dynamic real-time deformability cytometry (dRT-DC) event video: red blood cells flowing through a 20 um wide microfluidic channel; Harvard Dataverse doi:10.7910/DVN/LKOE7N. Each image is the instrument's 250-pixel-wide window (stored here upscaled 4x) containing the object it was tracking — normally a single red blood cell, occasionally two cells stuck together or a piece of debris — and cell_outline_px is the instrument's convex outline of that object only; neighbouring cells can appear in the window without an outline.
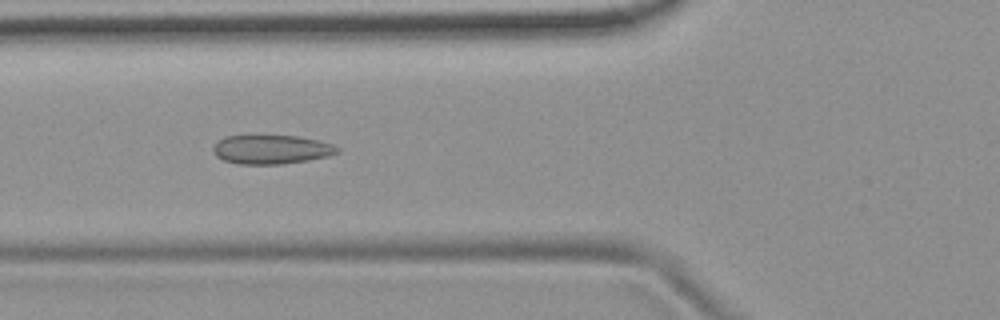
{"species": "common noctule bat (a hibernating species)", "species_latin": "Nyctalus noctula", "temperature_condition": "room temperature", "stored_images_in_passage": 37, "camera_frame_rate_fps": 3000, "um_per_image_px": 0.085, "animal": {"sex": "female", "body_mass_g": 19.9}, "frame": {"image": 1, "passage_image": 11, "time_ms": 3.333, "image_size_px": [1000, 320], "cell_outline_px": [[340, 152], [328, 156], [308, 160], [280, 164], [236, 164], [224, 160], [216, 156], [212, 152], [212, 148], [224, 136], [296, 136], [316, 140], [332, 144], [340, 148]], "centroid_in_image_um": [23.06, 12.71], "position_along_channel_um": 102.7, "area_um2": 20.87}}
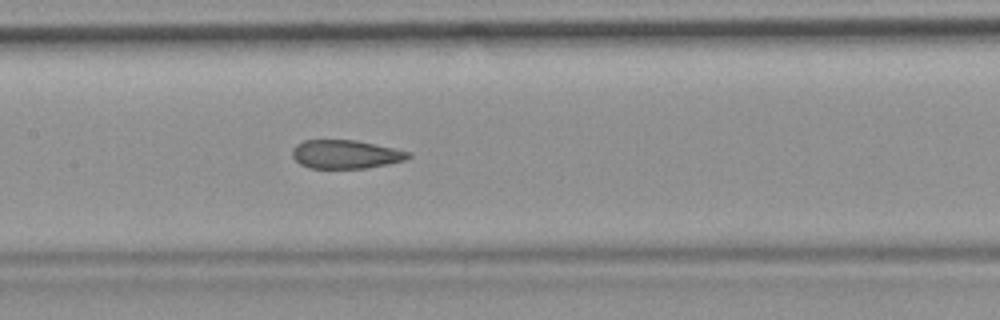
{"frame": {"image": 2, "passage_image": 17, "time_ms": 5.333, "image_size_px": [1000, 320], "cell_outline_px": [[412, 156], [404, 160], [388, 164], [368, 168], [308, 168], [300, 164], [292, 156], [292, 148], [296, 144], [304, 140], [356, 140], [412, 152]], "centroid_in_image_um": [29.38, 13.11], "position_along_channel_um": 178.0, "area_um2": 19.42}}
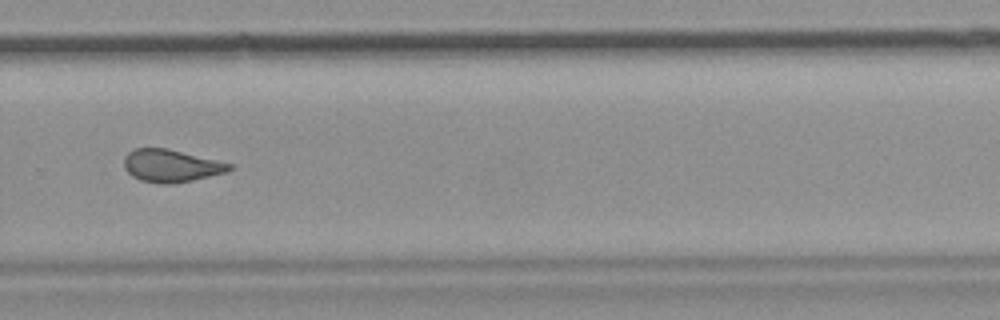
{"frame": {"image": 3, "passage_image": 28, "time_ms": 9.0, "image_size_px": [1000, 320], "cell_outline_px": [[232, 168], [228, 172], [192, 180], [172, 184], [160, 184], [140, 180], [132, 176], [124, 168], [124, 156], [128, 152], [136, 148], [168, 148], [232, 164]], "centroid_in_image_um": [14.52, 14.09], "position_along_channel_um": 315.3, "area_um2": 20.0}, "authors_computed_cell_mechanics": {"area_um2": 20.519, "velocity_mm_per_s": 3.755, "shape_relaxation_time_tau1_ms": null, "shape_relaxation_time_tau2_ms": 1.5534, "deformation_change_tau1": null, "deformation_change_tau2": 0.0737}}